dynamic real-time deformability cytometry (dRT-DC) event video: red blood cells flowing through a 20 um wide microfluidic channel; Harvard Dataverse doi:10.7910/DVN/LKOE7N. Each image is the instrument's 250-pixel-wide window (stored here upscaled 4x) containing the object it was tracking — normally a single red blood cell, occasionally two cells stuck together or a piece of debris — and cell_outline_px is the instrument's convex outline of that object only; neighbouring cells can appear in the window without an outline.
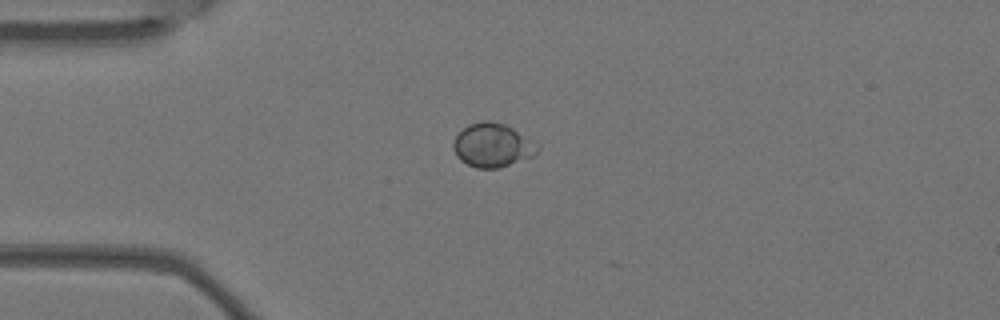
{"species": "Egyptian fruit bat (a non-hibernating species)", "species_latin": "Rousettus aegyptiacus", "temperature_condition": "warm", "stored_images_in_passage": 5, "camera_frame_rate_fps": 3000, "um_per_image_px": 0.085, "animal": {"sex": "female"}, "frame": {"image": 1, "passage_image": 1, "time_ms": 0.0, "image_size_px": [1000, 320], "cell_outline_px": [[540, 148], [532, 156], [496, 168], [476, 168], [460, 160], [456, 156], [452, 144], [456, 136], [468, 124], [484, 120], [488, 120], [504, 124], [512, 128], [540, 144]], "centroid_in_image_um": [41.85, 12.33], "position_along_channel_um": 43.1, "area_um2": 21.27}}
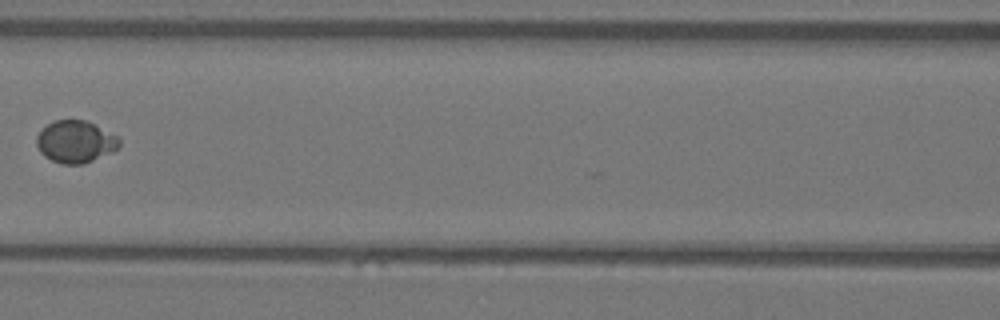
{"frame": {"image": 2, "passage_image": 4, "time_ms": 1.0, "image_size_px": [1000, 320], "cell_outline_px": [[120, 144], [112, 152], [84, 164], [60, 164], [44, 156], [40, 152], [36, 144], [36, 136], [48, 124], [56, 120], [84, 120], [120, 136]], "centroid_in_image_um": [6.42, 12.05], "position_along_channel_um": 160.2, "area_um2": 20.29}}
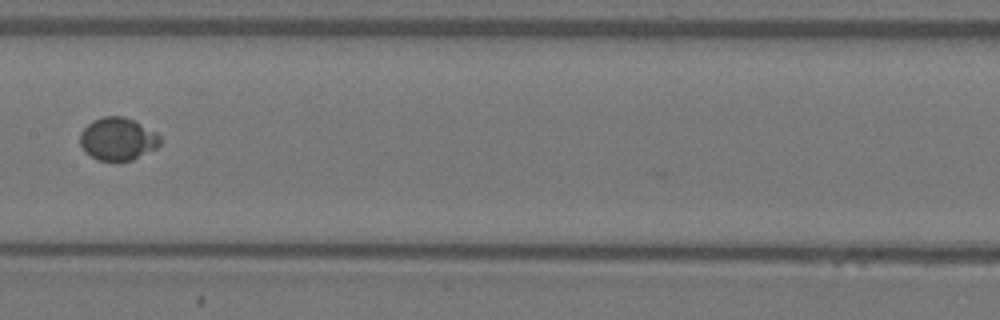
{"frame": {"image": 3, "passage_image": 5, "time_ms": 1.333, "image_size_px": [1000, 320], "cell_outline_px": [[160, 144], [156, 148], [132, 160], [100, 160], [84, 152], [80, 144], [80, 132], [92, 120], [104, 116], [124, 116], [156, 132], [160, 136]], "centroid_in_image_um": [9.99, 11.8], "position_along_channel_um": 197.4, "area_um2": 19.77}}